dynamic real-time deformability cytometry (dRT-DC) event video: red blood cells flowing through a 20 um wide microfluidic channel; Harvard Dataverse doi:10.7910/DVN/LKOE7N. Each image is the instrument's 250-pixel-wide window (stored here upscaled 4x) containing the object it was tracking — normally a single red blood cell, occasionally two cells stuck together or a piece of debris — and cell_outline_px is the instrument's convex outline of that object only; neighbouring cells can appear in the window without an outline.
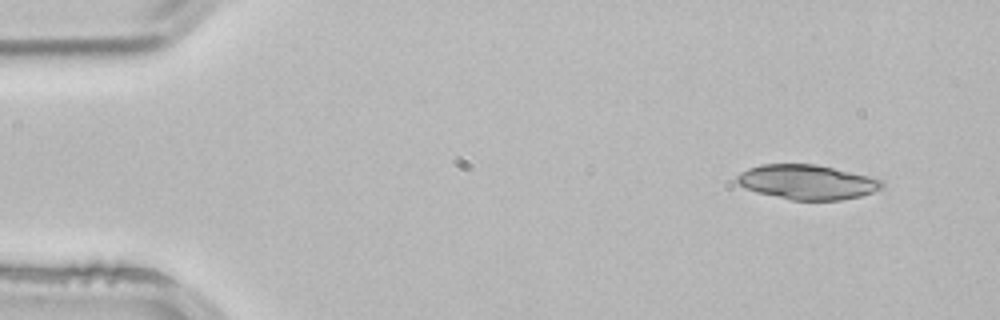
{"species": "common noctule bat (a hibernating species)", "species_latin": "Nyctalus noctula", "temperature_condition": "room temperature", "stored_images_in_passage": 3, "camera_frame_rate_fps": 3000, "um_per_image_px": 0.085, "animal": {"sex": "male", "body_mass_g": 21.5, "forearm_length_mm": 52.0}, "frame": {"image": 1, "passage_image": 1, "time_ms": 0.0, "image_size_px": [1000, 320], "cell_outline_px": [[884, 184], [880, 188], [872, 192], [860, 196], [840, 200], [792, 200], [756, 192], [744, 188], [736, 180], [736, 176], [740, 172], [748, 168], [760, 164], [816, 164], [868, 176], [884, 180]], "centroid_in_image_um": [68.58, 15.47], "position_along_channel_um": 16.4, "area_um2": 29.19}}